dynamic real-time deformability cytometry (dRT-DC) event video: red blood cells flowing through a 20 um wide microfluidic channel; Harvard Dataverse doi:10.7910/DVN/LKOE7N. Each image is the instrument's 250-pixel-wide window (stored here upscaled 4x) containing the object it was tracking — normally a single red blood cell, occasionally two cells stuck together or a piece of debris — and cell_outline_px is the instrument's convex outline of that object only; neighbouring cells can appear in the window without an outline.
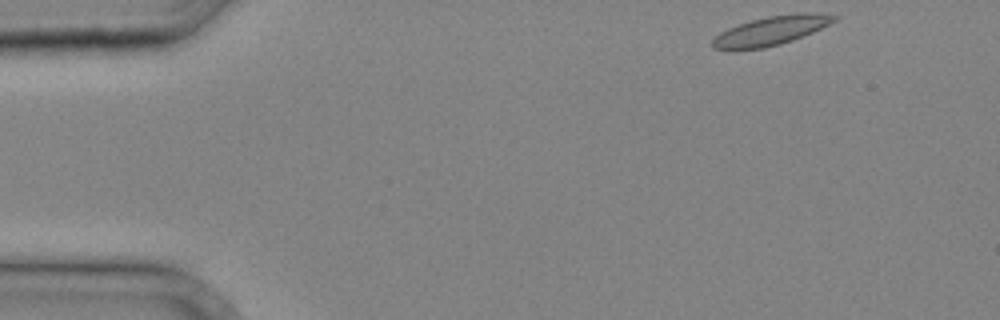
{"species": "common noctule bat (a hibernating species)", "species_latin": "Nyctalus noctula", "temperature_condition": "cold", "stored_images_in_passage": 30, "camera_frame_rate_fps": 3000, "um_per_image_px": 0.085, "animal": {"sex": "male", "body_mass_g": 20.4}, "frame": {"image": 1, "passage_image": 1, "time_ms": 0.0, "image_size_px": [1000, 320], "cell_outline_px": [[840, 16], [836, 20], [804, 36], [780, 44], [764, 48], [736, 52], [728, 52], [712, 48], [712, 40], [720, 32], [728, 28], [752, 20], [768, 16], [796, 12], [816, 12]], "centroid_in_image_um": [65.48, 2.64], "position_along_channel_um": 19.5, "area_um2": 21.1}}
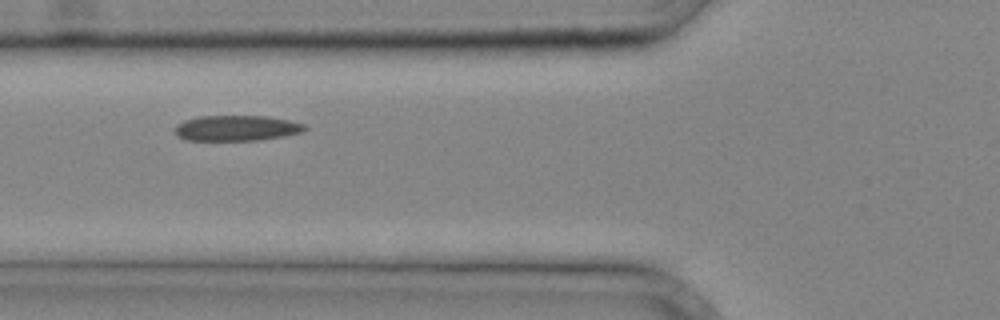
{"frame": {"image": 2, "passage_image": 11, "time_ms": 3.333, "image_size_px": [1000, 320], "cell_outline_px": [[308, 128], [304, 132], [284, 136], [260, 140], [184, 140], [176, 132], [176, 124], [184, 120], [200, 116], [268, 116], [288, 120], [304, 124]], "centroid_in_image_um": [20.15, 10.89], "position_along_channel_um": 105.7, "area_um2": 19.31}}
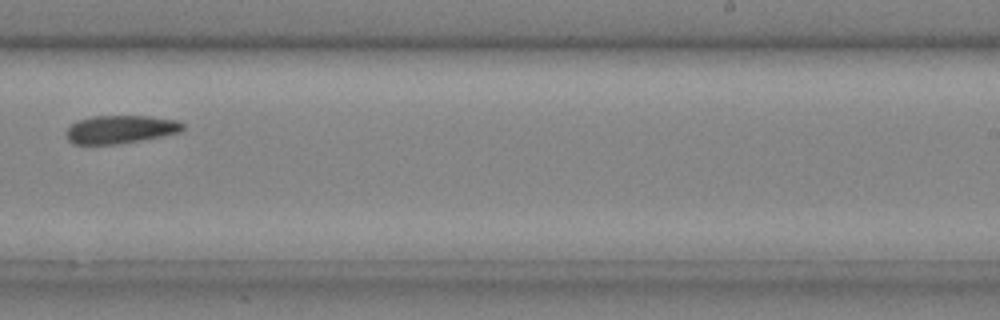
{"frame": {"image": 3, "passage_image": 21, "time_ms": 6.667, "image_size_px": [1000, 320], "cell_outline_px": [[184, 128], [180, 132], [164, 136], [120, 144], [72, 144], [68, 140], [68, 128], [72, 124], [80, 120], [92, 116], [148, 116], [180, 120], [184, 124]], "centroid_in_image_um": [10.3, 11.0], "position_along_channel_um": 278.7, "area_um2": 19.13}}